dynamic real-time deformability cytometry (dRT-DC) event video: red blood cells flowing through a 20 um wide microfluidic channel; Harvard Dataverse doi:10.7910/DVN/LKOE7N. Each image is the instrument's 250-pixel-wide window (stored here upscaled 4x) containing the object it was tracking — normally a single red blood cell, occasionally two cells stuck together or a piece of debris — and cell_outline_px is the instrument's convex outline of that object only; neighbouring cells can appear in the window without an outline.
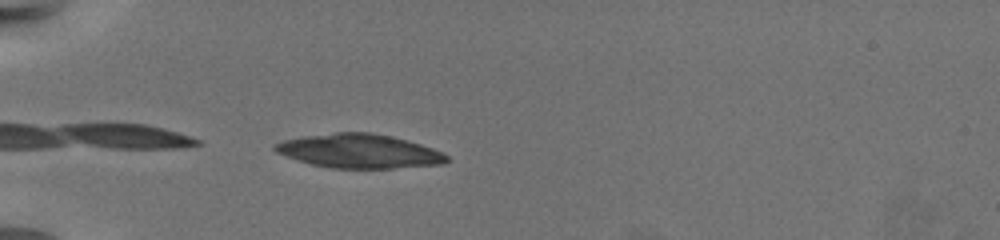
{"species": "common noctule bat (a hibernating species)", "species_latin": "Nyctalus noctula", "temperature_condition": "warm", "stored_images_in_passage": 41, "camera_frame_rate_fps": 3000, "um_per_image_px": 0.085, "animal": {"sex": "female", "body_mass_g": 19.5, "forearm_length_mm": 54.1}, "frame": {"image": 1, "passage_image": 2, "time_ms": 0.333, "image_size_px": [1000, 240], "cell_outline_px": [[452, 160], [444, 164], [392, 168], [328, 168], [296, 160], [276, 152], [272, 148], [272, 144], [284, 140], [304, 136], [336, 132], [372, 132], [392, 136], [408, 140], [444, 152]], "centroid_in_image_um": [30.55, 12.84], "position_along_channel_um": 54.4, "area_um2": 34.33}}